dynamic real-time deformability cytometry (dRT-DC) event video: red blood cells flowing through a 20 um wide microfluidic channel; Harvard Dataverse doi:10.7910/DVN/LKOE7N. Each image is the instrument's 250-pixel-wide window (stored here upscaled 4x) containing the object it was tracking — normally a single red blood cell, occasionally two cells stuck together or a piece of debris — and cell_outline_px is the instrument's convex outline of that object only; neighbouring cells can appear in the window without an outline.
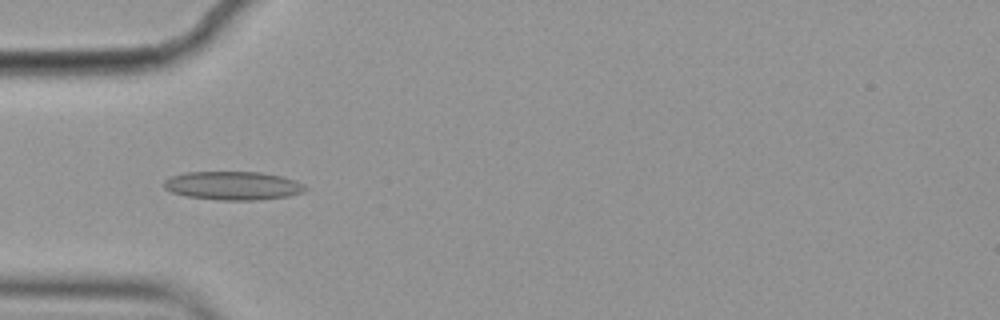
{"species": "common noctule bat (a hibernating species)", "species_latin": "Nyctalus noctula", "temperature_condition": "cold", "stored_images_in_passage": 9, "camera_frame_rate_fps": 3000, "um_per_image_px": 0.085, "animal": {"sex": "female", "body_mass_g": 19.9}, "frame": {"image": 1, "passage_image": 3, "time_ms": 0.667, "image_size_px": [1000, 320], "cell_outline_px": [[308, 188], [304, 192], [288, 196], [260, 200], [216, 200], [188, 196], [172, 192], [164, 188], [164, 180], [168, 176], [188, 172], [260, 172], [280, 176], [296, 180], [304, 184]], "centroid_in_image_um": [19.81, 15.78], "position_along_channel_um": 65.2, "area_um2": 23.64}}
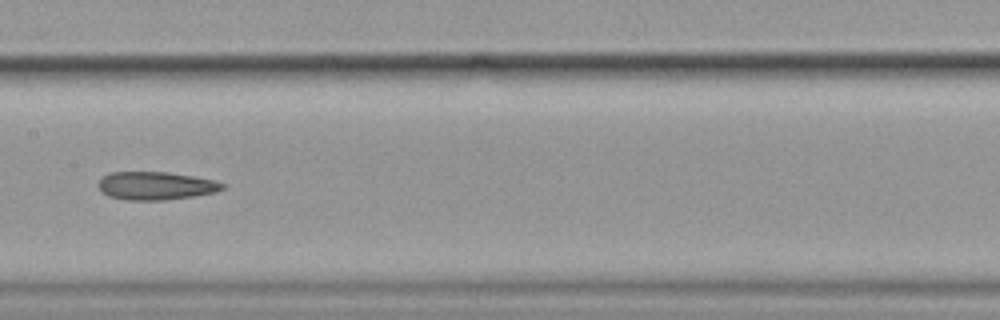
{"frame": {"image": 2, "passage_image": 6, "time_ms": 1.667, "image_size_px": [1000, 320], "cell_outline_px": [[228, 184], [224, 188], [216, 192], [192, 196], [164, 200], [124, 200], [108, 196], [100, 192], [96, 184], [104, 176], [112, 172], [168, 172], [216, 180]], "centroid_in_image_um": [13.24, 15.79], "position_along_channel_um": 194.2, "area_um2": 20.52}}
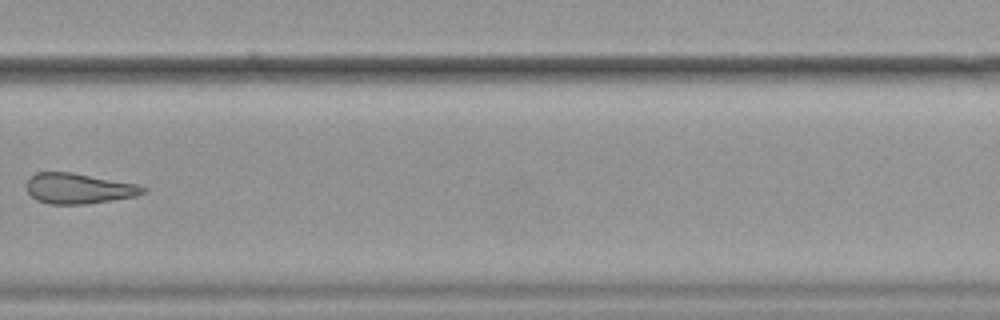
{"frame": {"image": 3, "passage_image": 9, "time_ms": 2.667, "image_size_px": [1000, 320], "cell_outline_px": [[148, 188], [144, 192], [136, 196], [84, 204], [48, 204], [36, 200], [28, 192], [28, 180], [36, 172], [72, 172], [136, 184]], "centroid_in_image_um": [6.68, 16.02], "position_along_channel_um": 323.1, "area_um2": 20.4}}